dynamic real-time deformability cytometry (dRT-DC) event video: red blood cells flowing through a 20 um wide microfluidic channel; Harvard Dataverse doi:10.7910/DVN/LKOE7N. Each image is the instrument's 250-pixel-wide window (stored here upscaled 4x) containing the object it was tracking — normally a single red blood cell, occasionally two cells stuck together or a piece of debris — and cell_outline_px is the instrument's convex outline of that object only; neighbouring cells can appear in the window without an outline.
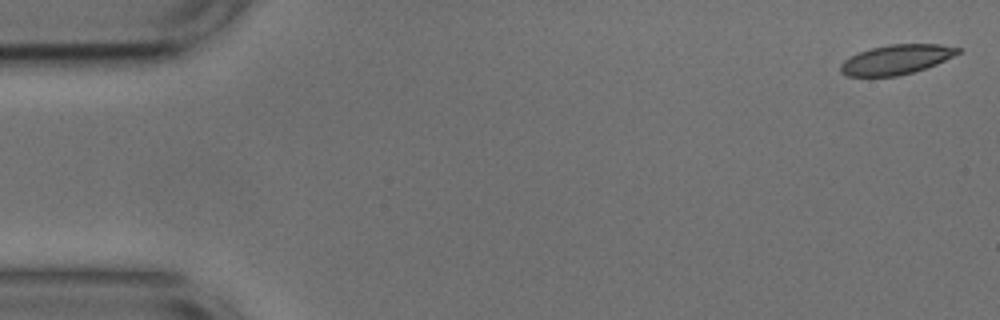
{"species": "common noctule bat (a hibernating species)", "species_latin": "Nyctalus noctula", "temperature_condition": "cold", "stored_images_in_passage": 53, "camera_frame_rate_fps": 3000, "um_per_image_px": 0.085, "animal": {"sex": "male", "body_mass_g": 17.9, "forearm_length_mm": 54.2}, "frame": {"image": 1, "passage_image": 1, "time_ms": 0.0, "image_size_px": [1000, 320], "cell_outline_px": [[960, 52], [936, 64], [912, 72], [896, 76], [848, 76], [840, 72], [840, 64], [844, 60], [860, 52], [872, 48], [888, 44], [940, 44], [960, 48]], "centroid_in_image_um": [76.16, 5.05], "position_along_channel_um": 8.8, "area_um2": 19.94}}
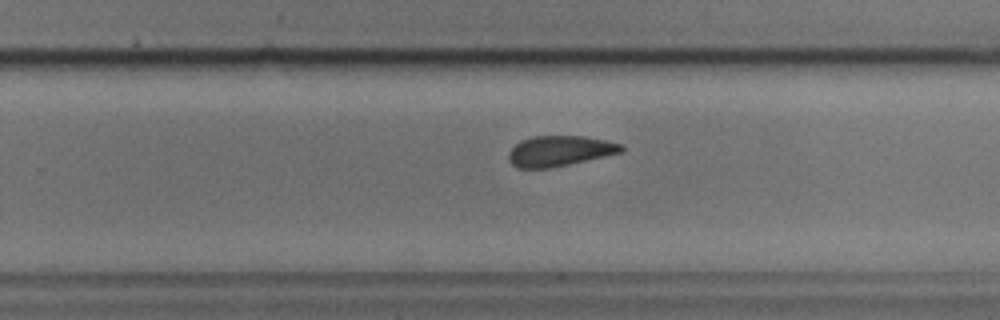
{"frame": {"image": 2, "passage_image": 33, "time_ms": 10.667, "image_size_px": [1000, 320], "cell_outline_px": [[624, 152], [568, 164], [548, 168], [516, 168], [508, 160], [508, 152], [520, 140], [532, 136], [584, 136], [624, 144]], "centroid_in_image_um": [47.57, 12.82], "position_along_channel_um": 282.2, "area_um2": 20.06}}
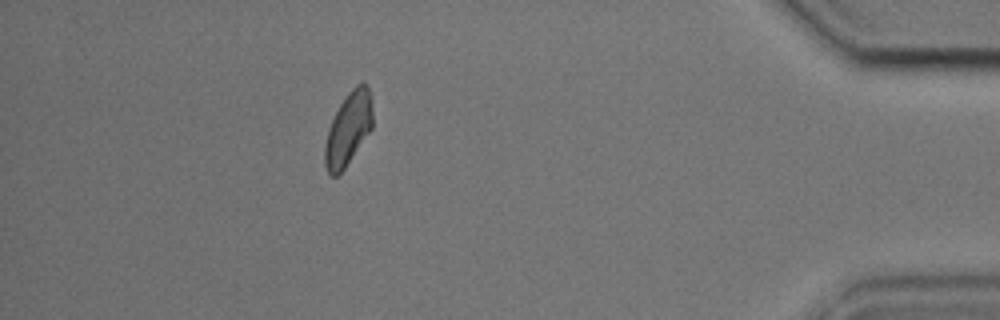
{"frame": {"image": 3, "passage_image": 47, "time_ms": 15.333, "image_size_px": [1000, 320], "cell_outline_px": [[372, 128], [344, 168], [336, 176], [328, 176], [324, 164], [324, 144], [328, 128], [340, 104], [348, 92], [360, 80], [364, 80], [368, 84], [372, 96]], "centroid_in_image_um": [29.61, 10.9], "position_along_channel_um": 405.6, "area_um2": 20.58}, "authors_computed_cell_mechanics": {"area_um2": 20.6924, "velocity_mm_per_s": 3.7299, "shape_relaxation_time_tau1_ms": null, "shape_relaxation_time_tau2_ms": 2.4907, "deformation_change_tau1": null, "deformation_change_tau2": 0.0877}}